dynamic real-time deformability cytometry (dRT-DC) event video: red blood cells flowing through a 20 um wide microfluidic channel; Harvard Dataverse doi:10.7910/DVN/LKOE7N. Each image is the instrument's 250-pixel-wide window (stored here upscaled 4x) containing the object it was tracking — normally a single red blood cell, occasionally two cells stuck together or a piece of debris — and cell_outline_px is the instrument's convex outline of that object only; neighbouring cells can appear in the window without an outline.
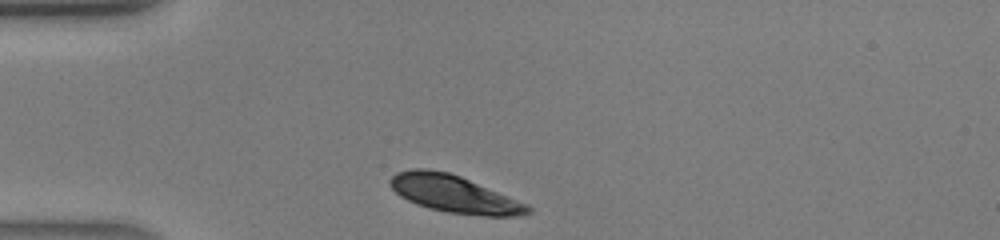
{"species": "human", "species_latin": "Homo sapiens", "temperature_condition": "warm", "stored_images_in_passage": 24, "camera_frame_rate_fps": 3000, "um_per_image_px": 0.085, "donor": {"sex": "male"}, "frame": {"image": 1, "passage_image": 1, "time_ms": 0.0, "image_size_px": [1000, 240], "cell_outline_px": [[532, 212], [516, 216], [484, 216], [448, 212], [428, 208], [416, 204], [400, 196], [392, 188], [388, 180], [396, 172], [412, 168], [424, 168], [448, 172], [460, 176], [528, 204], [532, 208]], "centroid_in_image_um": [38.59, 16.49], "position_along_channel_um": 46.4, "area_um2": 29.82}}
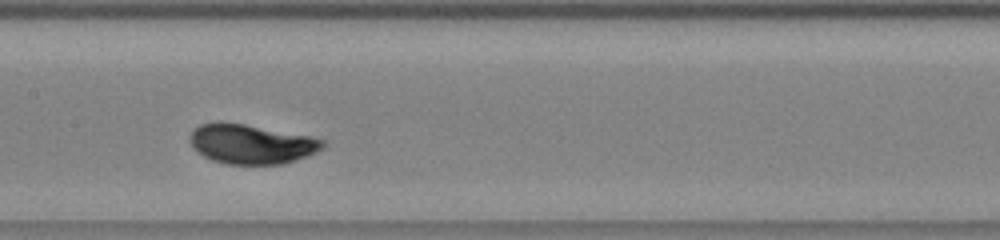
{"frame": {"image": 2, "passage_image": 11, "time_ms": 3.333, "image_size_px": [1000, 240], "cell_outline_px": [[328, 144], [324, 148], [308, 156], [284, 164], [228, 164], [212, 160], [204, 156], [192, 148], [192, 132], [200, 124], [220, 120], [244, 124], [312, 136], [324, 140]], "centroid_in_image_um": [21.41, 12.23], "position_along_channel_um": 186.0, "area_um2": 30.81}}
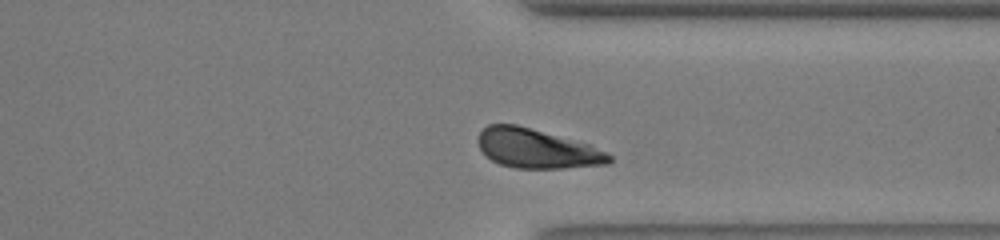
{"frame": {"image": 3, "passage_image": 22, "time_ms": 7.0, "image_size_px": [1000, 240], "cell_outline_px": [[612, 160], [608, 164], [564, 168], [516, 168], [500, 164], [492, 160], [480, 148], [476, 140], [480, 132], [488, 124], [516, 124], [588, 144], [608, 152], [612, 156]], "centroid_in_image_um": [45.63, 12.63], "position_along_channel_um": 365.8, "area_um2": 29.82}}